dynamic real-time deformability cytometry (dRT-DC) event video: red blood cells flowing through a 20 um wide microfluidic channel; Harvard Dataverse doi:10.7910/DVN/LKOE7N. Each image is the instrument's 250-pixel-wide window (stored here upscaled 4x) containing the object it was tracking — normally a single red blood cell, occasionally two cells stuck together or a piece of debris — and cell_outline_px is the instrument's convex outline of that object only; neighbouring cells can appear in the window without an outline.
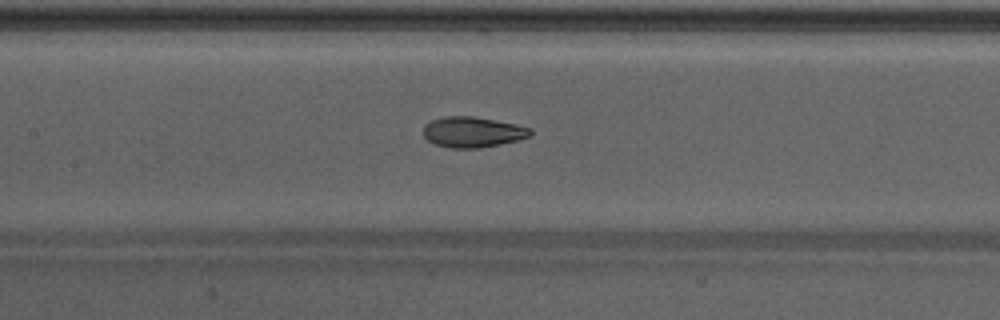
{"species": "Egyptian fruit bat (a non-hibernating species)", "species_latin": "Rousettus aegyptiacus", "temperature_condition": "warm", "stored_images_in_passage": 44, "camera_frame_rate_fps": 3000, "um_per_image_px": 0.085, "animal": {"sex": "male"}, "frame": {"image": 1, "passage_image": 23, "time_ms": 7.333, "image_size_px": [1000, 320], "cell_outline_px": [[532, 136], [520, 140], [480, 148], [452, 148], [436, 144], [428, 140], [424, 136], [424, 124], [432, 120], [444, 116], [472, 116], [516, 124], [532, 128]], "centroid_in_image_um": [40.21, 11.22], "position_along_channel_um": 167.2, "area_um2": 19.13}}
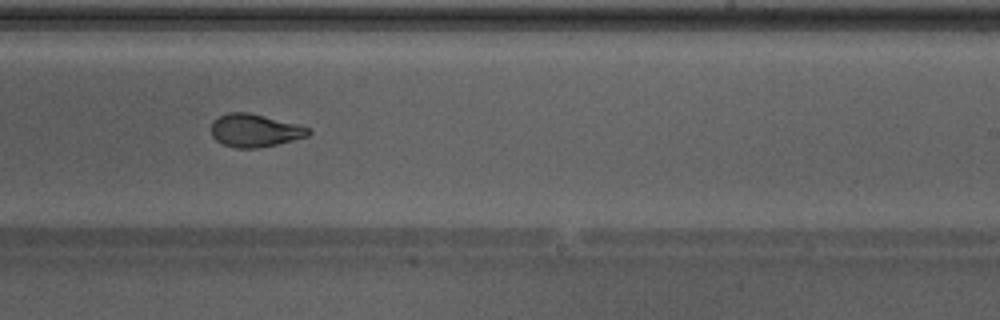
{"frame": {"image": 2, "passage_image": 30, "time_ms": 9.667, "image_size_px": [1000, 320], "cell_outline_px": [[312, 132], [308, 136], [276, 144], [256, 148], [236, 148], [224, 144], [216, 140], [212, 136], [212, 120], [228, 112], [248, 112], [300, 124], [308, 128]], "centroid_in_image_um": [21.66, 11.08], "position_along_channel_um": 267.3, "area_um2": 18.61}}
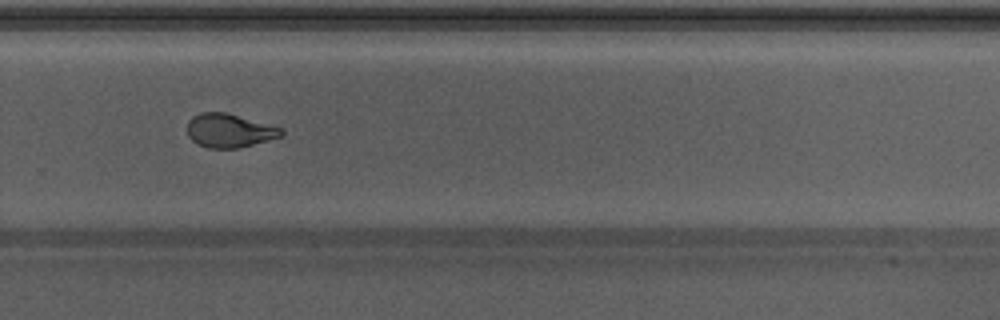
{"frame": {"image": 3, "passage_image": 33, "time_ms": 10.667, "image_size_px": [1000, 320], "cell_outline_px": [[284, 132], [280, 136], [268, 140], [240, 148], [208, 148], [196, 144], [188, 136], [188, 120], [192, 116], [200, 112], [224, 112], [284, 128]], "centroid_in_image_um": [19.47, 11.1], "position_along_channel_um": 310.3, "area_um2": 18.5}}